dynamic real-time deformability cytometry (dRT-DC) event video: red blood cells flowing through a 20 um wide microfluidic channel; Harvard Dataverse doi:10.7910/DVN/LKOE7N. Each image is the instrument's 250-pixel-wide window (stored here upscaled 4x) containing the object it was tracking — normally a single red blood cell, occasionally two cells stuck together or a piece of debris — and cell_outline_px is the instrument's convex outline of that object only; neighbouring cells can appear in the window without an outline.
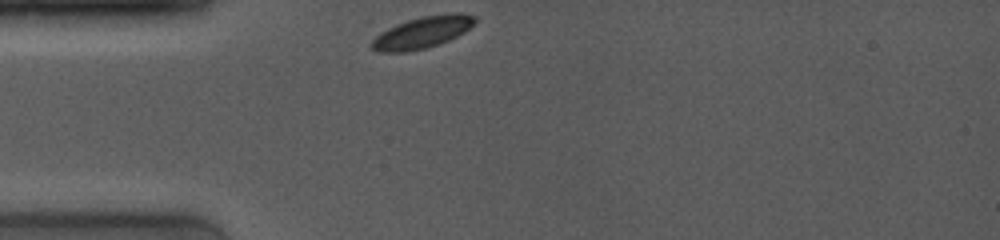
{"species": "common noctule bat (a hibernating species)", "species_latin": "Nyctalus noctula", "temperature_condition": "room temperature", "stored_images_in_passage": 37, "camera_frame_rate_fps": 4000, "um_per_image_px": 0.085, "animal": {"sex": "female", "body_mass_g": 19.0, "forearm_length_mm": 53.3}, "frame": {"image": 1, "passage_image": 1, "time_ms": 0.0, "image_size_px": [1000, 240], "cell_outline_px": [[476, 20], [464, 32], [448, 40], [424, 48], [404, 52], [376, 52], [368, 44], [376, 36], [388, 28], [396, 24], [420, 16], [452, 12], [460, 12], [476, 16]], "centroid_in_image_um": [35.87, 2.74], "position_along_channel_um": 49.1, "area_um2": 18.96}}
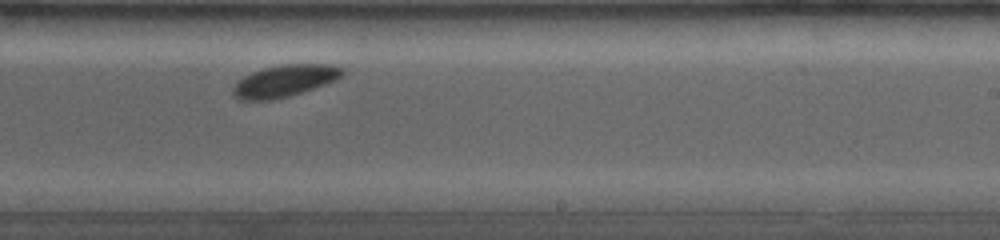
{"frame": {"image": 2, "passage_image": 27, "time_ms": 6.0, "image_size_px": [1000, 240], "cell_outline_px": [[344, 72], [336, 80], [288, 96], [272, 100], [236, 100], [232, 96], [232, 88], [236, 80], [252, 72], [264, 68], [280, 64], [328, 64], [344, 68]], "centroid_in_image_um": [24.11, 6.87], "position_along_channel_um": 264.9, "area_um2": 20.35}}
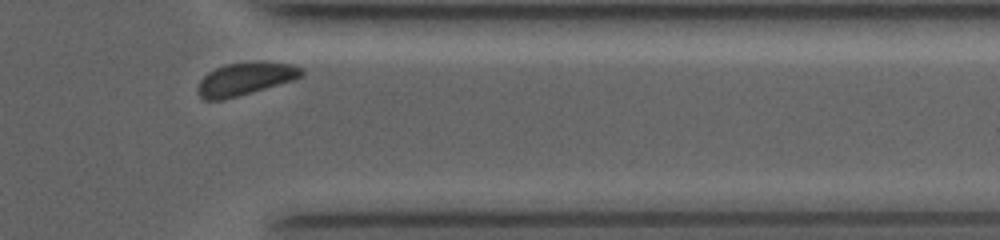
{"frame": {"image": 3, "passage_image": 34, "time_ms": 9.25, "image_size_px": [1000, 240], "cell_outline_px": [[304, 76], [292, 80], [224, 100], [204, 100], [200, 96], [200, 80], [208, 72], [224, 64], [292, 64], [304, 68]], "centroid_in_image_um": [20.85, 6.74], "position_along_channel_um": 390.6, "area_um2": 18.84}, "authors_computed_cell_mechanics": {"area_um2": 19.8254, "velocity_mm_per_s": 3.811, "shape_relaxation_time_tau1_ms": 1.3277, "shape_relaxation_time_tau2_ms": null, "deformation_change_tau1": 0.0383, "deformation_change_tau2": null}}